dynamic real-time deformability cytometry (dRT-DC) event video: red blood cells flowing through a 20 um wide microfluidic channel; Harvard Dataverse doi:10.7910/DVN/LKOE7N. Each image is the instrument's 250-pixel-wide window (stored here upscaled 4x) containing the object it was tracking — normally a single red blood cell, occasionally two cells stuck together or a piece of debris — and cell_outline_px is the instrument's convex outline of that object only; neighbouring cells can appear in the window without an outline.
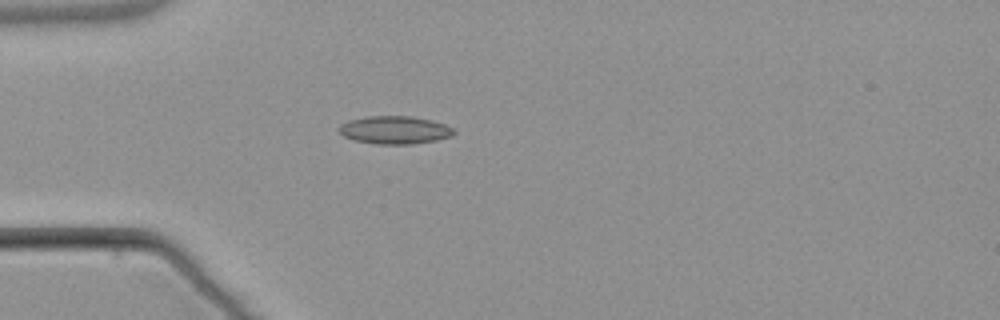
{"species": "common noctule bat (a hibernating species)", "species_latin": "Nyctalus noctula", "temperature_condition": "warm", "stored_images_in_passage": 3, "camera_frame_rate_fps": 3000, "um_per_image_px": 0.085, "animal": {"sex": "male", "body_mass_g": 21.5, "forearm_length_mm": 52.0}, "frame": {"image": 1, "passage_image": 3, "time_ms": 3.333, "image_size_px": [1000, 320], "cell_outline_px": [[456, 132], [452, 136], [436, 140], [412, 144], [376, 144], [356, 140], [344, 136], [340, 132], [340, 124], [348, 120], [368, 116], [412, 116], [432, 120], [444, 124], [452, 128]], "centroid_in_image_um": [33.57, 11.04], "position_along_channel_um": 51.4, "area_um2": 18.61}}